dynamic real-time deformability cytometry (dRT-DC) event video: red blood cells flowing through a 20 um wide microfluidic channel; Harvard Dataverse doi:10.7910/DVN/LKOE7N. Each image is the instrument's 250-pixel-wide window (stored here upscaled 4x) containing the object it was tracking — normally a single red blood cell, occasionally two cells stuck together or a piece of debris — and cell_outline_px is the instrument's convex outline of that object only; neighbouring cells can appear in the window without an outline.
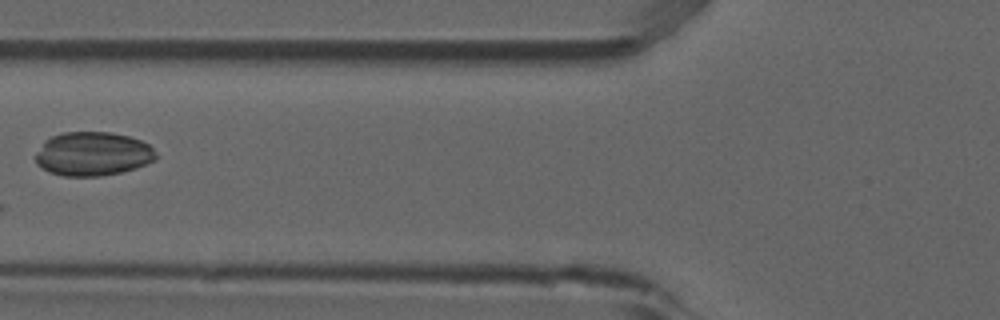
{"species": "common noctule bat (a hibernating species)", "species_latin": "Nyctalus noctula", "temperature_condition": "room temperature", "stored_images_in_passage": 2, "camera_frame_rate_fps": 3000, "um_per_image_px": 0.085, "animal": {"sex": "male", "forearm_length_mm": 52.5}, "frame": {"image": 1, "passage_image": 2, "time_ms": 0.333, "image_size_px": [1000, 320], "cell_outline_px": [[160, 156], [156, 160], [136, 168], [120, 172], [100, 176], [64, 176], [48, 172], [40, 168], [36, 164], [36, 152], [44, 140], [52, 136], [64, 132], [112, 132], [128, 136], [140, 140], [148, 144]], "centroid_in_image_um": [7.88, 13.08], "position_along_channel_um": 117.9, "area_um2": 31.1}}